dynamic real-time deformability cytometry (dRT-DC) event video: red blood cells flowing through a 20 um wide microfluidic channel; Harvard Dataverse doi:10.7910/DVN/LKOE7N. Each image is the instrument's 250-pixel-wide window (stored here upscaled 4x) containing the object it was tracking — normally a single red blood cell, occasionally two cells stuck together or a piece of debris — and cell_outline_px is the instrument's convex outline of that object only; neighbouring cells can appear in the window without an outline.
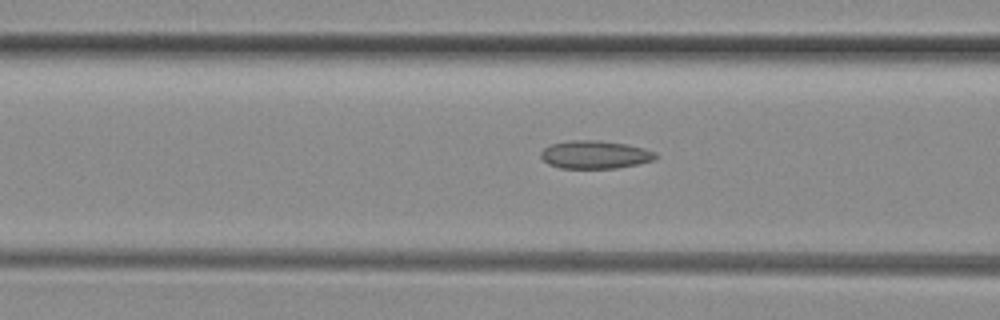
{"species": "common noctule bat (a hibernating species)", "species_latin": "Nyctalus noctula", "temperature_condition": "room temperature", "stored_images_in_passage": 39, "camera_frame_rate_fps": 3000, "um_per_image_px": 0.085, "animal": {"sex": "female", "body_mass_g": 29.2, "forearm_length_mm": 56.3}, "frame": {"image": 1, "passage_image": 18, "time_ms": 5.667, "image_size_px": [1000, 320], "cell_outline_px": [[660, 156], [656, 160], [616, 168], [560, 168], [548, 164], [540, 156], [540, 152], [544, 148], [552, 144], [572, 140], [600, 140], [628, 144], [644, 148], [656, 152]], "centroid_in_image_um": [50.62, 13.14], "position_along_channel_um": 116.0, "area_um2": 18.9}}
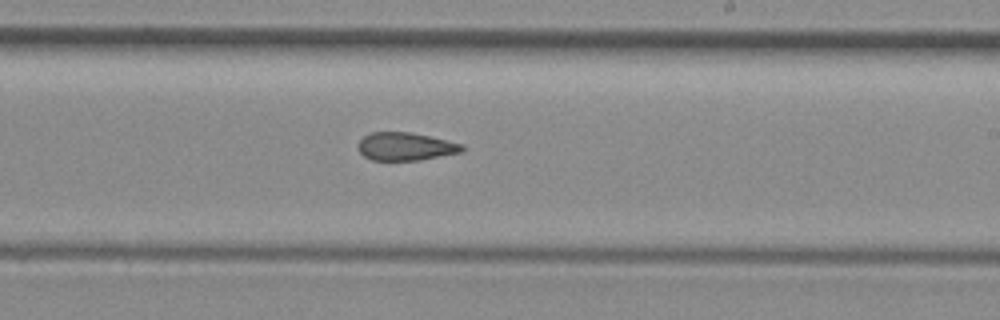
{"frame": {"image": 2, "passage_image": 28, "time_ms": 9.0, "image_size_px": [1000, 320], "cell_outline_px": [[464, 152], [420, 160], [372, 160], [364, 156], [360, 152], [360, 140], [364, 136], [372, 132], [412, 132], [464, 144]], "centroid_in_image_um": [34.53, 12.45], "position_along_channel_um": 254.5, "area_um2": 16.94}}
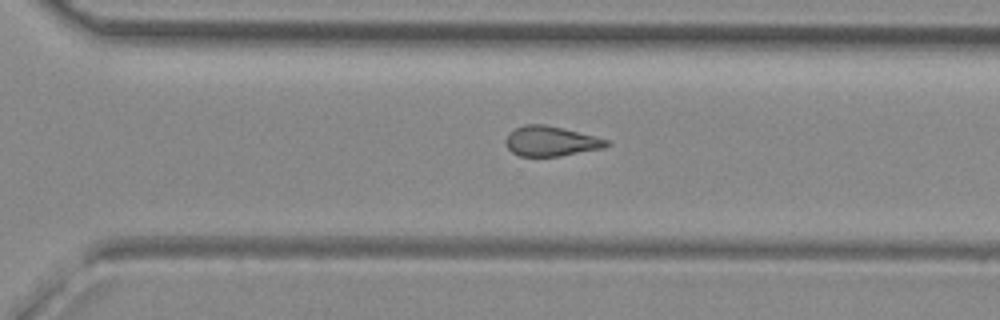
{"frame": {"image": 3, "passage_image": 33, "time_ms": 10.667, "image_size_px": [1000, 320], "cell_outline_px": [[612, 144], [604, 148], [560, 156], [520, 156], [512, 152], [508, 148], [508, 136], [516, 128], [524, 124], [544, 124], [608, 140]], "centroid_in_image_um": [46.86, 12.01], "position_along_channel_um": 323.7, "area_um2": 17.11}}